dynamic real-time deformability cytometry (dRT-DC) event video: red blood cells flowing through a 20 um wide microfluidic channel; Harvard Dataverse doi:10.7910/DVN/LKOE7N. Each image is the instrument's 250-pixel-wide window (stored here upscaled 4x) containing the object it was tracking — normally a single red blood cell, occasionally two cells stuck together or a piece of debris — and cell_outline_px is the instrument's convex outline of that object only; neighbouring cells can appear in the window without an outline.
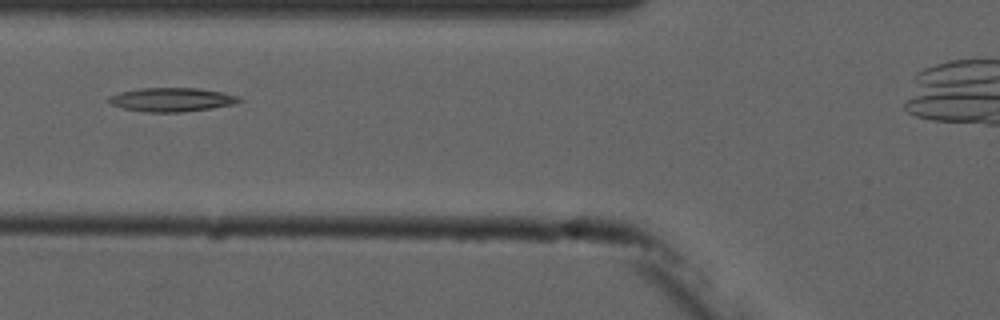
{"species": "common noctule bat (a hibernating species)", "species_latin": "Nyctalus noctula", "temperature_condition": "cold", "stored_images_in_passage": 3, "camera_frame_rate_fps": 3000, "um_per_image_px": 0.085, "animal": {"sex": "male", "forearm_length_mm": 52.5}, "frame": {"image": 1, "passage_image": 3, "time_ms": 2.333, "image_size_px": [1000, 320], "cell_outline_px": [[244, 100], [236, 104], [212, 108], [180, 112], [148, 112], [120, 108], [112, 104], [108, 100], [108, 96], [120, 92], [140, 88], [200, 88], [240, 96]], "centroid_in_image_um": [14.62, 8.47], "position_along_channel_um": 111.2, "area_um2": 18.21}}